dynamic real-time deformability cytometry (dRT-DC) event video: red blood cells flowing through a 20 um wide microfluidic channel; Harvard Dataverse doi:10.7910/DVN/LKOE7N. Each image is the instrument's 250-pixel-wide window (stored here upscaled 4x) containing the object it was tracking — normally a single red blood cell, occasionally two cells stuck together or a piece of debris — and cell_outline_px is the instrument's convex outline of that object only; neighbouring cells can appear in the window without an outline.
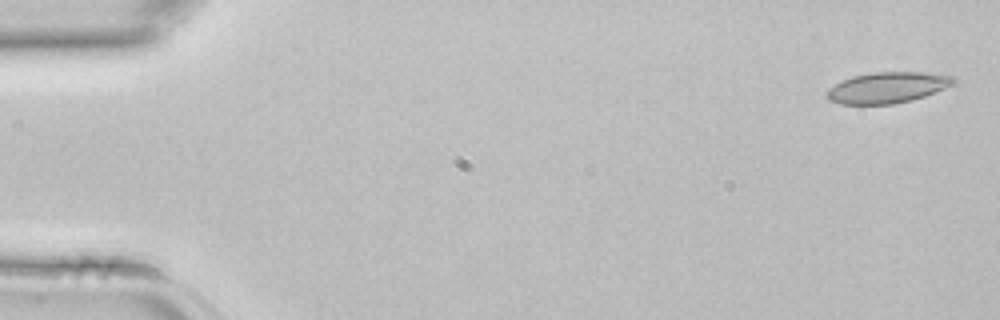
{"species": "common noctule bat (a hibernating species)", "species_latin": "Nyctalus noctula", "temperature_condition": "room temperature", "stored_images_in_passage": 4, "camera_frame_rate_fps": 3000, "um_per_image_px": 0.085, "animal": {"sex": "female", "body_mass_g": 22.7, "forearm_length_mm": 54.2}, "frame": {"image": 1, "passage_image": 1, "time_ms": 0.0, "image_size_px": [1000, 320], "cell_outline_px": [[956, 80], [952, 84], [944, 88], [924, 96], [912, 100], [892, 104], [840, 104], [828, 100], [824, 96], [824, 92], [828, 88], [840, 80], [852, 76], [872, 72], [924, 72], [952, 76]], "centroid_in_image_um": [75.33, 7.44], "position_along_channel_um": 9.7, "area_um2": 23.0}}
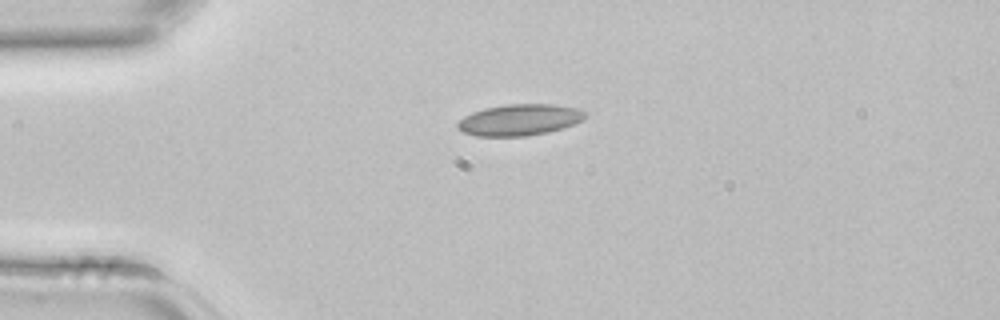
{"frame": {"image": 2, "passage_image": 3, "time_ms": 0.667, "image_size_px": [1000, 320], "cell_outline_px": [[588, 112], [580, 120], [564, 128], [548, 132], [528, 136], [476, 136], [464, 132], [456, 128], [456, 124], [464, 116], [472, 112], [484, 108], [508, 104], [556, 104], [576, 108]], "centroid_in_image_um": [44.14, 10.18], "position_along_channel_um": 40.9, "area_um2": 23.29}}